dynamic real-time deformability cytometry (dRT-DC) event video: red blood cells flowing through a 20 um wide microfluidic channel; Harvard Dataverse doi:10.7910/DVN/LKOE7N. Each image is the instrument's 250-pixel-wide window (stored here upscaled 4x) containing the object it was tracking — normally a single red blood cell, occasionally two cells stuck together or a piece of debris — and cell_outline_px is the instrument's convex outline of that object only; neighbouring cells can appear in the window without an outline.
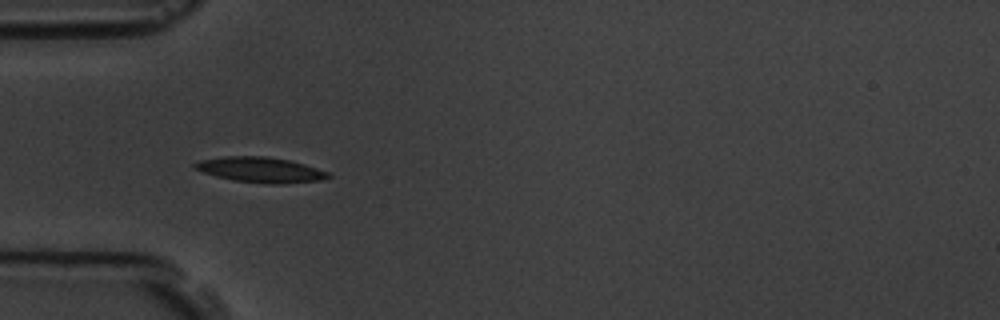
{"species": "common noctule bat (a hibernating species)", "species_latin": "Nyctalus noctula", "temperature_condition": "room temperature", "stored_images_in_passage": 8, "camera_frame_rate_fps": 3000, "um_per_image_px": 0.085, "animal": {"sex": "male", "body_mass_g": 19.5, "forearm_length_mm": 54.6}, "frame": {"image": 1, "passage_image": 5, "time_ms": 4.667, "image_size_px": [1000, 320], "cell_outline_px": [[332, 176], [320, 180], [284, 184], [268, 184], [232, 180], [216, 176], [192, 168], [192, 164], [200, 160], [224, 156], [268, 156], [288, 160], [304, 164], [328, 172]], "centroid_in_image_um": [22.11, 14.43], "position_along_channel_um": 62.9, "area_um2": 19.71}}
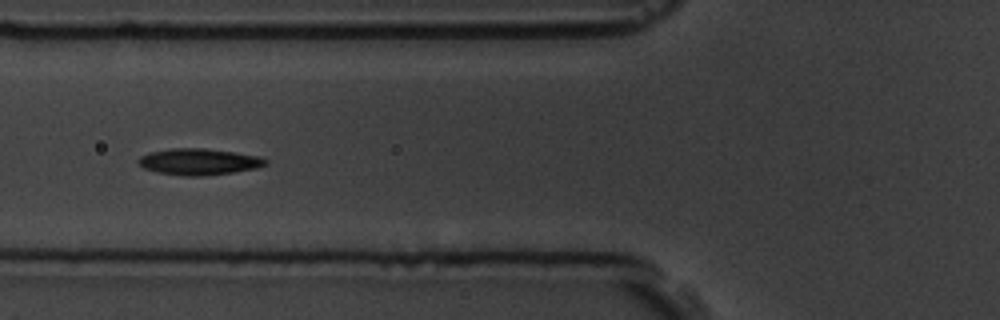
{"frame": {"image": 2, "passage_image": 6, "time_ms": 6.0, "image_size_px": [1000, 320], "cell_outline_px": [[268, 164], [256, 168], [232, 172], [200, 176], [184, 176], [156, 172], [144, 168], [136, 160], [140, 156], [148, 152], [172, 148], [204, 148], [260, 156], [268, 160]], "centroid_in_image_um": [16.88, 13.74], "position_along_channel_um": 108.9, "area_um2": 19.54}}
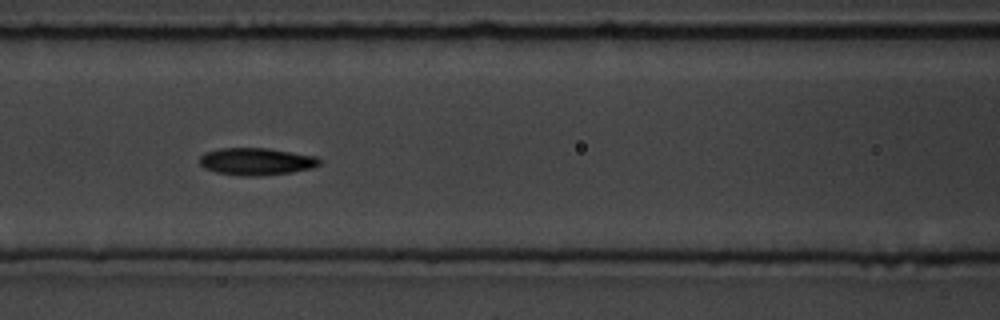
{"frame": {"image": 3, "passage_image": 7, "time_ms": 7.0, "image_size_px": [1000, 320], "cell_outline_px": [[320, 164], [312, 168], [292, 172], [256, 176], [244, 176], [216, 172], [204, 168], [200, 164], [200, 156], [204, 152], [220, 148], [268, 148], [316, 156], [320, 160]], "centroid_in_image_um": [21.77, 13.72], "position_along_channel_um": 144.8, "area_um2": 19.02}}